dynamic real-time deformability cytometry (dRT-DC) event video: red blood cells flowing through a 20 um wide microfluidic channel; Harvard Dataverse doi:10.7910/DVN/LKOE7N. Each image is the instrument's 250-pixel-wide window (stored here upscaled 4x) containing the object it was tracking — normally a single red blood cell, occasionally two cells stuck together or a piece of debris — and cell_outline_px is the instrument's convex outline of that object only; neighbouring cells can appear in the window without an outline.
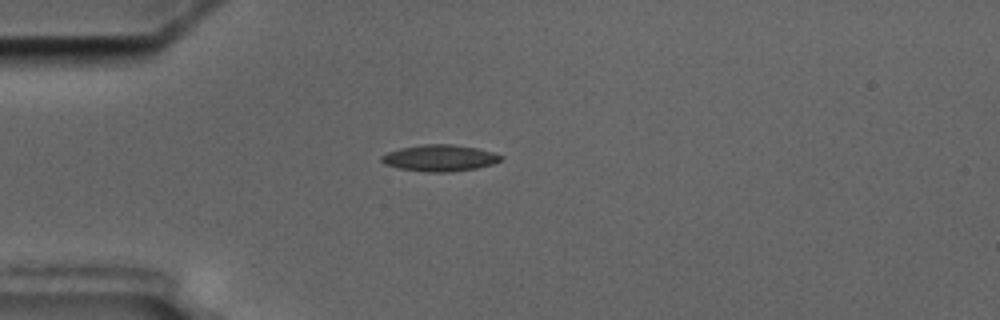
{"species": "common noctule bat (a hibernating species)", "species_latin": "Nyctalus noctula", "temperature_condition": "cold", "stored_images_in_passage": 3, "camera_frame_rate_fps": 3000, "um_per_image_px": 0.085, "animal": {"sex": "male", "body_mass_g": 17.5, "forearm_length_mm": 52.3}, "frame": {"image": 1, "passage_image": 1, "time_ms": 0.0, "image_size_px": [1000, 320], "cell_outline_px": [[504, 156], [500, 160], [492, 164], [476, 168], [448, 172], [424, 172], [400, 168], [384, 164], [380, 160], [380, 156], [388, 152], [400, 148], [424, 144], [452, 144], [476, 148], [492, 152]], "centroid_in_image_um": [37.35, 13.43], "position_along_channel_um": 47.7, "area_um2": 18.32}}
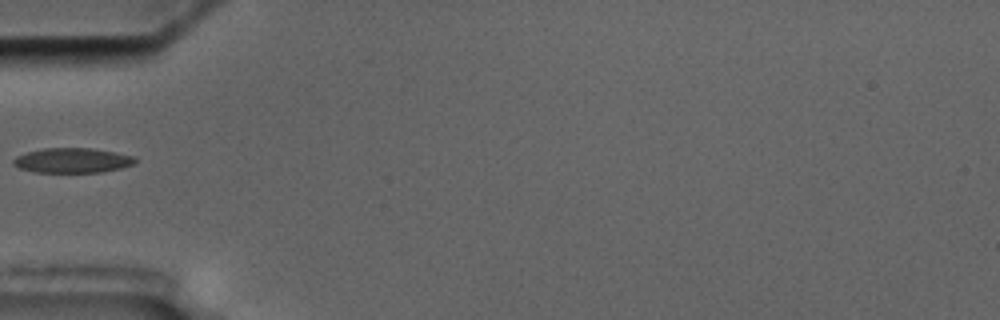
{"frame": {"image": 2, "passage_image": 2, "time_ms": 1.333, "image_size_px": [1000, 320], "cell_outline_px": [[136, 160], [132, 164], [120, 168], [100, 172], [36, 172], [20, 168], [12, 164], [12, 160], [16, 156], [28, 152], [44, 148], [92, 148], [136, 156]], "centroid_in_image_um": [6.14, 13.63], "position_along_channel_um": 78.9, "area_um2": 17.51}}
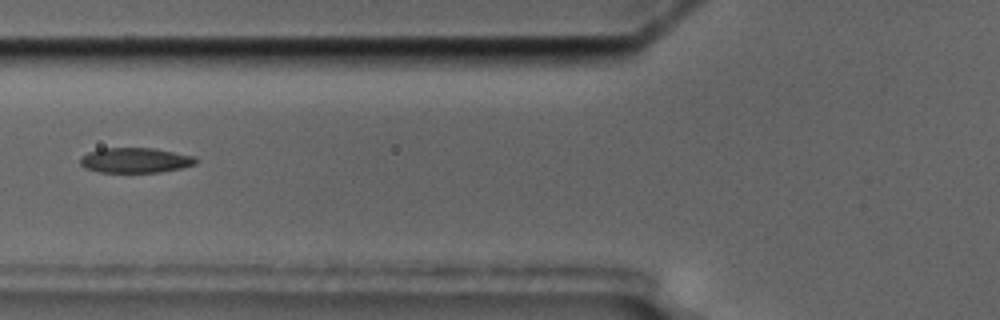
{"frame": {"image": 3, "passage_image": 3, "time_ms": 2.333, "image_size_px": [1000, 320], "cell_outline_px": [[196, 164], [180, 168], [160, 172], [100, 172], [84, 168], [80, 164], [80, 156], [88, 152], [104, 148], [152, 148], [196, 156]], "centroid_in_image_um": [11.48, 13.62], "position_along_channel_um": 114.3, "area_um2": 16.88}}